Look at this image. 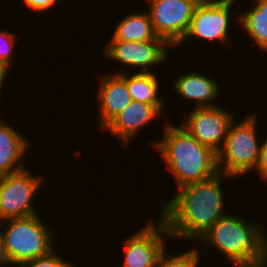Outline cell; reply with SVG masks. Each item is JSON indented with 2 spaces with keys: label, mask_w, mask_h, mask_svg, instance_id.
I'll return each instance as SVG.
<instances>
[{
  "label": "cell",
  "mask_w": 267,
  "mask_h": 267,
  "mask_svg": "<svg viewBox=\"0 0 267 267\" xmlns=\"http://www.w3.org/2000/svg\"><path fill=\"white\" fill-rule=\"evenodd\" d=\"M222 177L232 178L219 172L205 181L178 188V193L164 202L158 217L166 224L171 238L196 243L218 219L228 213L224 207L226 199L221 186Z\"/></svg>",
  "instance_id": "1"
},
{
  "label": "cell",
  "mask_w": 267,
  "mask_h": 267,
  "mask_svg": "<svg viewBox=\"0 0 267 267\" xmlns=\"http://www.w3.org/2000/svg\"><path fill=\"white\" fill-rule=\"evenodd\" d=\"M167 122L162 139L153 142L152 147H155L170 170L177 189L205 181L219 173L216 152L198 142L181 126Z\"/></svg>",
  "instance_id": "2"
},
{
  "label": "cell",
  "mask_w": 267,
  "mask_h": 267,
  "mask_svg": "<svg viewBox=\"0 0 267 267\" xmlns=\"http://www.w3.org/2000/svg\"><path fill=\"white\" fill-rule=\"evenodd\" d=\"M263 227L228 212L198 242L216 249L232 267L257 264L267 257V231Z\"/></svg>",
  "instance_id": "3"
},
{
  "label": "cell",
  "mask_w": 267,
  "mask_h": 267,
  "mask_svg": "<svg viewBox=\"0 0 267 267\" xmlns=\"http://www.w3.org/2000/svg\"><path fill=\"white\" fill-rule=\"evenodd\" d=\"M0 232L7 256L14 267L44 256L56 247L57 234L45 224L39 213L0 221Z\"/></svg>",
  "instance_id": "4"
},
{
  "label": "cell",
  "mask_w": 267,
  "mask_h": 267,
  "mask_svg": "<svg viewBox=\"0 0 267 267\" xmlns=\"http://www.w3.org/2000/svg\"><path fill=\"white\" fill-rule=\"evenodd\" d=\"M258 116L256 113L247 114L240 122L232 123L225 143L217 153L220 173L235 180L254 171L261 148L257 137Z\"/></svg>",
  "instance_id": "5"
},
{
  "label": "cell",
  "mask_w": 267,
  "mask_h": 267,
  "mask_svg": "<svg viewBox=\"0 0 267 267\" xmlns=\"http://www.w3.org/2000/svg\"><path fill=\"white\" fill-rule=\"evenodd\" d=\"M44 178L34 176L29 168L0 175V221L38 214L33 201Z\"/></svg>",
  "instance_id": "6"
},
{
  "label": "cell",
  "mask_w": 267,
  "mask_h": 267,
  "mask_svg": "<svg viewBox=\"0 0 267 267\" xmlns=\"http://www.w3.org/2000/svg\"><path fill=\"white\" fill-rule=\"evenodd\" d=\"M237 0H200L195 6L189 29L183 40L176 46L179 48L187 39L197 37L199 40H217L228 46L232 45L228 30L232 19L231 11ZM233 6V7H232ZM232 12V13H231ZM229 40V41H228Z\"/></svg>",
  "instance_id": "7"
},
{
  "label": "cell",
  "mask_w": 267,
  "mask_h": 267,
  "mask_svg": "<svg viewBox=\"0 0 267 267\" xmlns=\"http://www.w3.org/2000/svg\"><path fill=\"white\" fill-rule=\"evenodd\" d=\"M199 2L200 0H150L147 11L155 34L174 49L186 35L195 6Z\"/></svg>",
  "instance_id": "8"
},
{
  "label": "cell",
  "mask_w": 267,
  "mask_h": 267,
  "mask_svg": "<svg viewBox=\"0 0 267 267\" xmlns=\"http://www.w3.org/2000/svg\"><path fill=\"white\" fill-rule=\"evenodd\" d=\"M191 109L185 120L181 121V127L198 142L218 153L225 143L230 126L235 121V114L221 106Z\"/></svg>",
  "instance_id": "9"
},
{
  "label": "cell",
  "mask_w": 267,
  "mask_h": 267,
  "mask_svg": "<svg viewBox=\"0 0 267 267\" xmlns=\"http://www.w3.org/2000/svg\"><path fill=\"white\" fill-rule=\"evenodd\" d=\"M153 222H147L124 240L125 252L121 267H157L160 255L167 248L166 237L170 239L171 236L160 217L157 223Z\"/></svg>",
  "instance_id": "10"
},
{
  "label": "cell",
  "mask_w": 267,
  "mask_h": 267,
  "mask_svg": "<svg viewBox=\"0 0 267 267\" xmlns=\"http://www.w3.org/2000/svg\"><path fill=\"white\" fill-rule=\"evenodd\" d=\"M171 46L165 40L152 41H108L102 53L109 60L124 64L136 73H151L152 67L167 61L168 48ZM104 51V52H103ZM150 67V68H149ZM150 69V70H149Z\"/></svg>",
  "instance_id": "11"
},
{
  "label": "cell",
  "mask_w": 267,
  "mask_h": 267,
  "mask_svg": "<svg viewBox=\"0 0 267 267\" xmlns=\"http://www.w3.org/2000/svg\"><path fill=\"white\" fill-rule=\"evenodd\" d=\"M161 116L163 115L153 105L132 100L102 130L108 131L128 145L138 135L139 130Z\"/></svg>",
  "instance_id": "12"
},
{
  "label": "cell",
  "mask_w": 267,
  "mask_h": 267,
  "mask_svg": "<svg viewBox=\"0 0 267 267\" xmlns=\"http://www.w3.org/2000/svg\"><path fill=\"white\" fill-rule=\"evenodd\" d=\"M98 84L99 123L103 129L132 101L126 81L119 74H102Z\"/></svg>",
  "instance_id": "13"
},
{
  "label": "cell",
  "mask_w": 267,
  "mask_h": 267,
  "mask_svg": "<svg viewBox=\"0 0 267 267\" xmlns=\"http://www.w3.org/2000/svg\"><path fill=\"white\" fill-rule=\"evenodd\" d=\"M219 82L205 74L191 71L174 79L173 89L183 100L196 102L195 108L214 107L221 89ZM215 100V102H214Z\"/></svg>",
  "instance_id": "14"
},
{
  "label": "cell",
  "mask_w": 267,
  "mask_h": 267,
  "mask_svg": "<svg viewBox=\"0 0 267 267\" xmlns=\"http://www.w3.org/2000/svg\"><path fill=\"white\" fill-rule=\"evenodd\" d=\"M1 118L0 113V175H4L26 168L24 155L31 146L28 139Z\"/></svg>",
  "instance_id": "15"
},
{
  "label": "cell",
  "mask_w": 267,
  "mask_h": 267,
  "mask_svg": "<svg viewBox=\"0 0 267 267\" xmlns=\"http://www.w3.org/2000/svg\"><path fill=\"white\" fill-rule=\"evenodd\" d=\"M127 71V72H125ZM112 72L119 74L127 83L128 92L132 100L153 105L162 115L165 103L158 94L160 93L158 75L154 73H131L129 70ZM159 92V93H158Z\"/></svg>",
  "instance_id": "16"
},
{
  "label": "cell",
  "mask_w": 267,
  "mask_h": 267,
  "mask_svg": "<svg viewBox=\"0 0 267 267\" xmlns=\"http://www.w3.org/2000/svg\"><path fill=\"white\" fill-rule=\"evenodd\" d=\"M109 41H152L163 40L153 29L150 15L147 12H132L117 23Z\"/></svg>",
  "instance_id": "17"
},
{
  "label": "cell",
  "mask_w": 267,
  "mask_h": 267,
  "mask_svg": "<svg viewBox=\"0 0 267 267\" xmlns=\"http://www.w3.org/2000/svg\"><path fill=\"white\" fill-rule=\"evenodd\" d=\"M252 8L248 11H240L235 17L236 22L250 36L251 43L257 45L260 50L267 52V0H254Z\"/></svg>",
  "instance_id": "18"
},
{
  "label": "cell",
  "mask_w": 267,
  "mask_h": 267,
  "mask_svg": "<svg viewBox=\"0 0 267 267\" xmlns=\"http://www.w3.org/2000/svg\"><path fill=\"white\" fill-rule=\"evenodd\" d=\"M200 250L196 249L185 251L182 254H171L168 256L164 250L159 257L157 267H198L200 263Z\"/></svg>",
  "instance_id": "19"
},
{
  "label": "cell",
  "mask_w": 267,
  "mask_h": 267,
  "mask_svg": "<svg viewBox=\"0 0 267 267\" xmlns=\"http://www.w3.org/2000/svg\"><path fill=\"white\" fill-rule=\"evenodd\" d=\"M18 38L15 33L7 30H1L0 28V63L6 66L8 69L12 68V61L14 60V47L18 42Z\"/></svg>",
  "instance_id": "20"
},
{
  "label": "cell",
  "mask_w": 267,
  "mask_h": 267,
  "mask_svg": "<svg viewBox=\"0 0 267 267\" xmlns=\"http://www.w3.org/2000/svg\"><path fill=\"white\" fill-rule=\"evenodd\" d=\"M55 250L56 247L48 254L29 260L20 267H75V264L73 265L69 260L64 259L63 256L60 257Z\"/></svg>",
  "instance_id": "21"
},
{
  "label": "cell",
  "mask_w": 267,
  "mask_h": 267,
  "mask_svg": "<svg viewBox=\"0 0 267 267\" xmlns=\"http://www.w3.org/2000/svg\"><path fill=\"white\" fill-rule=\"evenodd\" d=\"M255 173L258 172L259 179L261 178L267 182V138L261 141V148L259 153L258 163L254 169Z\"/></svg>",
  "instance_id": "22"
},
{
  "label": "cell",
  "mask_w": 267,
  "mask_h": 267,
  "mask_svg": "<svg viewBox=\"0 0 267 267\" xmlns=\"http://www.w3.org/2000/svg\"><path fill=\"white\" fill-rule=\"evenodd\" d=\"M60 0H23L24 4L29 9L34 10L35 12H43V11H48L50 10L51 7L52 9L54 8L53 6H56V3Z\"/></svg>",
  "instance_id": "23"
},
{
  "label": "cell",
  "mask_w": 267,
  "mask_h": 267,
  "mask_svg": "<svg viewBox=\"0 0 267 267\" xmlns=\"http://www.w3.org/2000/svg\"><path fill=\"white\" fill-rule=\"evenodd\" d=\"M8 265H11V263L7 256V253L4 247L3 237L0 232V267H7Z\"/></svg>",
  "instance_id": "24"
},
{
  "label": "cell",
  "mask_w": 267,
  "mask_h": 267,
  "mask_svg": "<svg viewBox=\"0 0 267 267\" xmlns=\"http://www.w3.org/2000/svg\"><path fill=\"white\" fill-rule=\"evenodd\" d=\"M10 69H8L6 66H4L2 63H0V98L3 91V85L5 84V79L7 77V74H9ZM1 101V100H0Z\"/></svg>",
  "instance_id": "25"
},
{
  "label": "cell",
  "mask_w": 267,
  "mask_h": 267,
  "mask_svg": "<svg viewBox=\"0 0 267 267\" xmlns=\"http://www.w3.org/2000/svg\"><path fill=\"white\" fill-rule=\"evenodd\" d=\"M267 257L263 262L251 265H236V267H267Z\"/></svg>",
  "instance_id": "26"
}]
</instances>
